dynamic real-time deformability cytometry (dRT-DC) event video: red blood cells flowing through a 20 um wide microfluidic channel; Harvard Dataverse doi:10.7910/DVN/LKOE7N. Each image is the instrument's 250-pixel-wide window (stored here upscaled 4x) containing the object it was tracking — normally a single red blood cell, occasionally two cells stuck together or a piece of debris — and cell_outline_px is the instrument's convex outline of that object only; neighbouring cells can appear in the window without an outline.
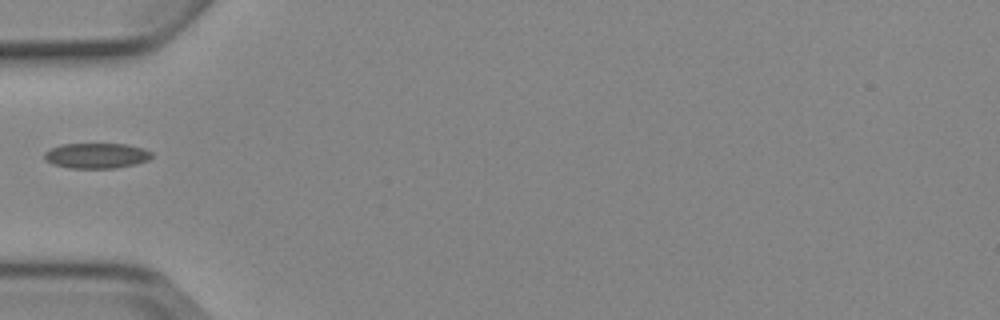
{"species": "Egyptian fruit bat (a non-hibernating species)", "species_latin": "Rousettus aegyptiacus", "temperature_condition": "cold", "stored_images_in_passage": 1, "camera_frame_rate_fps": 3000, "um_per_image_px": 0.085, "animal": {"sex": "female"}, "frame": {"image": 1, "passage_image": 1, "time_ms": 0.0, "image_size_px": [1000, 320], "cell_outline_px": [[152, 156], [148, 160], [136, 164], [112, 168], [68, 168], [52, 164], [44, 160], [44, 152], [60, 144], [128, 144], [144, 148], [152, 152]], "centroid_in_image_um": [8.19, 13.23], "position_along_channel_um": 76.8, "area_um2": 15.95}}